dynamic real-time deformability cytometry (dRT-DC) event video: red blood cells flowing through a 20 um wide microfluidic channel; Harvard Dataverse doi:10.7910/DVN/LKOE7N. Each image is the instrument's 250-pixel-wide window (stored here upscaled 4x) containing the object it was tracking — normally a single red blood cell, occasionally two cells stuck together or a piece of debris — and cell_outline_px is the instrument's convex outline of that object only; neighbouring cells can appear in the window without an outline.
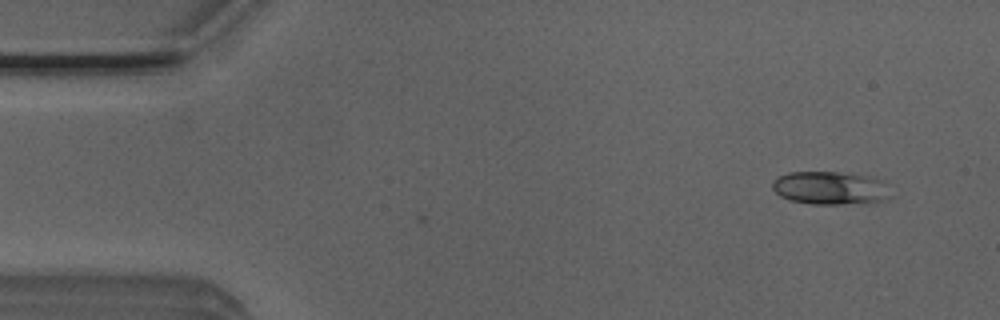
{"species": "Egyptian fruit bat (a non-hibernating species)", "species_latin": "Rousettus aegyptiacus", "temperature_condition": "room temperature", "stored_images_in_passage": 4, "camera_frame_rate_fps": 3000, "um_per_image_px": 0.085, "animal": {"sex": "male"}, "frame": {"image": 1, "passage_image": 4, "time_ms": 1.0, "image_size_px": [1000, 320], "cell_outline_px": [[896, 196], [872, 204], [812, 204], [792, 200], [780, 196], [772, 188], [772, 180], [788, 172], [840, 172], [872, 176], [880, 180]], "centroid_in_image_um": [70.65, 15.99], "position_along_channel_um": 14.3, "area_um2": 23.35}}